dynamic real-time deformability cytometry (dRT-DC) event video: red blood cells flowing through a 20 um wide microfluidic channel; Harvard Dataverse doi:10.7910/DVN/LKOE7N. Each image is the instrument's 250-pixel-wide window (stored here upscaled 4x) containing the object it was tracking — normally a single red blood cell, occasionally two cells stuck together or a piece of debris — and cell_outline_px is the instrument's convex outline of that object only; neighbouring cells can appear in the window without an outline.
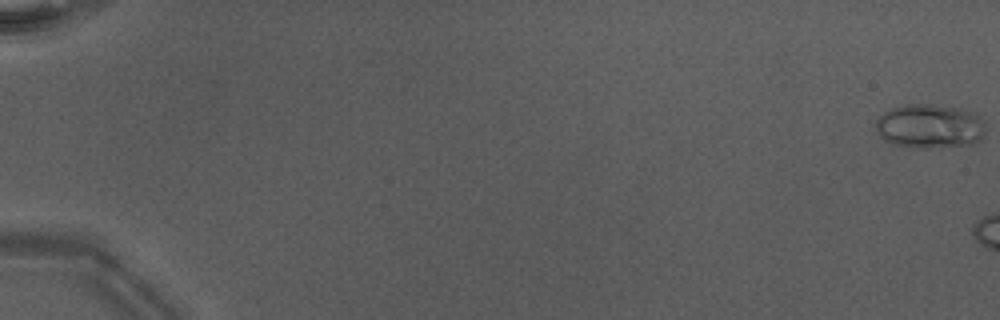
{"species": "Egyptian fruit bat (a non-hibernating species)", "species_latin": "Rousettus aegyptiacus", "temperature_condition": "warm", "stored_images_in_passage": 23, "camera_frame_rate_fps": 3000, "um_per_image_px": 0.085, "animal": {"sex": "male"}, "frame": {"image": 1, "passage_image": 1, "time_ms": 0.0, "image_size_px": [1000, 320], "cell_outline_px": [[984, 132], [980, 140], [976, 144], [928, 148], [920, 148], [892, 144], [884, 140], [876, 132], [876, 120], [884, 112], [892, 108], [904, 104], [928, 104], [960, 108], [976, 116], [980, 120], [984, 128]], "centroid_in_image_um": [78.97, 10.74], "position_along_channel_um": 6.0, "area_um2": 28.09}}